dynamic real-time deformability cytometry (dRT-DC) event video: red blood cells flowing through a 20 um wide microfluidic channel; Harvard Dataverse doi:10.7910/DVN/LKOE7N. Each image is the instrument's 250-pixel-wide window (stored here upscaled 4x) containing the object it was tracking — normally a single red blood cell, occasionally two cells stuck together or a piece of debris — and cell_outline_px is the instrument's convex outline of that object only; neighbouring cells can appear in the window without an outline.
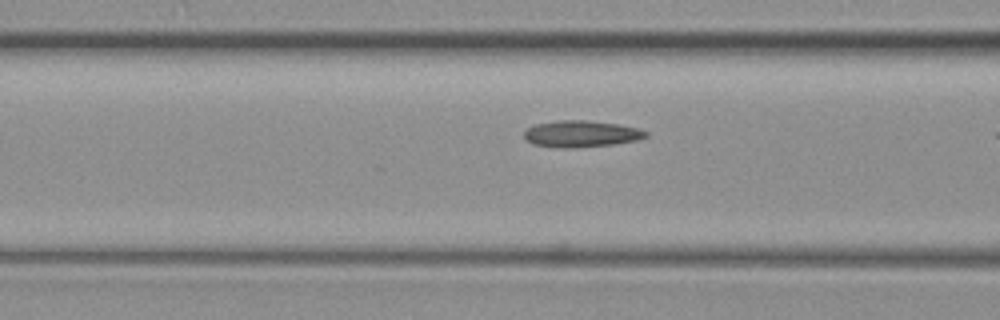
{"species": "common noctule bat (a hibernating species)", "species_latin": "Nyctalus noctula", "temperature_condition": "warm", "stored_images_in_passage": 8, "camera_frame_rate_fps": 3000, "um_per_image_px": 0.085, "animal": {"sex": "female", "body_mass_g": 19.3, "forearm_length_mm": 54.1}, "frame": {"image": 1, "passage_image": 6, "time_ms": 1.667, "image_size_px": [1000, 320], "cell_outline_px": [[648, 136], [636, 140], [612, 144], [572, 148], [564, 148], [532, 144], [524, 140], [524, 132], [528, 128], [536, 124], [560, 120], [588, 120], [616, 124], [640, 128], [648, 132]], "centroid_in_image_um": [49.39, 11.37], "position_along_channel_um": 117.2, "area_um2": 18.79}}